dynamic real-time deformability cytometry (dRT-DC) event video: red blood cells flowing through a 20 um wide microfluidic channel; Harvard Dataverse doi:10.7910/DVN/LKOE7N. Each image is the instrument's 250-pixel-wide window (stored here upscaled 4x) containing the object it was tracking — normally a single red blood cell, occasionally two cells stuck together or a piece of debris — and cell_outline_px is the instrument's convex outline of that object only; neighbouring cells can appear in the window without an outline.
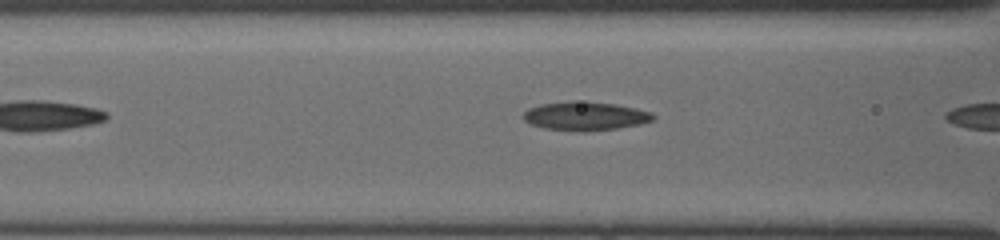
{"species": "common noctule bat (a hibernating species)", "species_latin": "Nyctalus noctula", "temperature_condition": "cold", "stored_images_in_passage": 7, "camera_frame_rate_fps": 3000, "um_per_image_px": 0.085, "animal": {"sex": "female", "body_mass_g": 19.5, "forearm_length_mm": 54.1}, "frame": {"image": 1, "passage_image": 6, "time_ms": 1.667, "image_size_px": [1000, 240], "cell_outline_px": [[656, 116], [652, 120], [640, 124], [616, 128], [584, 132], [576, 132], [544, 128], [532, 124], [524, 120], [524, 112], [528, 108], [540, 104], [572, 100], [616, 104], [652, 112]], "centroid_in_image_um": [49.73, 9.86], "position_along_channel_um": 116.9, "area_um2": 21.79}}